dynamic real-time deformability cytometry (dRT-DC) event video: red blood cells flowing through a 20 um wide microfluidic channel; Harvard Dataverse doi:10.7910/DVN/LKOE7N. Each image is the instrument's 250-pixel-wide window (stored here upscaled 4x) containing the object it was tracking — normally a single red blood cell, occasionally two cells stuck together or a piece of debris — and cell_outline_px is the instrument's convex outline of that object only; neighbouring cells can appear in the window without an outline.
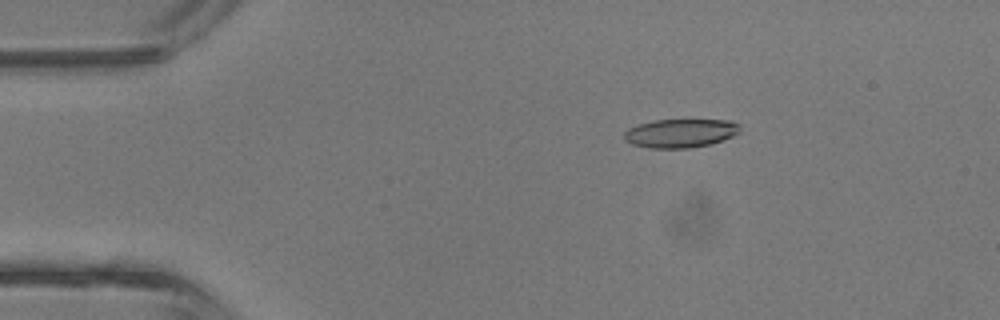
{"species": "common noctule bat (a hibernating species)", "species_latin": "Nyctalus noctula", "temperature_condition": "room temperature", "stored_images_in_passage": 43, "camera_frame_rate_fps": 3000, "um_per_image_px": 0.085, "animal": {"sex": "male", "body_mass_g": 13.3}, "frame": {"image": 1, "passage_image": 8, "time_ms": 2.333, "image_size_px": [1000, 320], "cell_outline_px": [[740, 132], [732, 136], [712, 144], [688, 148], [648, 148], [632, 144], [624, 140], [624, 132], [628, 128], [636, 124], [652, 120], [732, 120], [740, 124]], "centroid_in_image_um": [57.82, 11.32], "position_along_channel_um": 27.2, "area_um2": 19.59}}
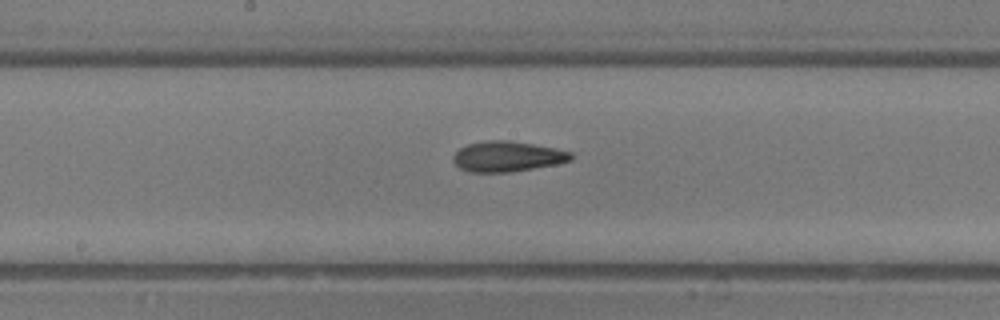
{"frame": {"image": 2, "passage_image": 23, "time_ms": 7.333, "image_size_px": [1000, 320], "cell_outline_px": [[572, 160], [556, 164], [512, 172], [468, 172], [460, 168], [452, 160], [452, 156], [460, 148], [468, 144], [484, 140], [508, 140], [556, 148], [572, 152]], "centroid_in_image_um": [43.11, 13.3], "position_along_channel_um": 205.1, "area_um2": 20.92}}
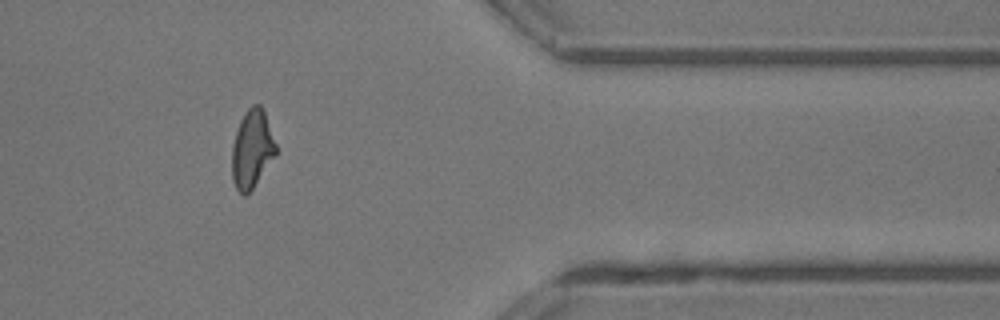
{"frame": {"image": 3, "passage_image": 36, "time_ms": 11.667, "image_size_px": [1000, 320], "cell_outline_px": [[276, 156], [252, 188], [244, 196], [236, 188], [232, 180], [232, 144], [240, 120], [244, 112], [252, 104], [260, 104], [264, 112], [276, 144]], "centroid_in_image_um": [21.41, 12.66], "position_along_channel_um": 390.0, "area_um2": 19.88}, "authors_computed_cell_mechanics": {"area_um2": 20.1722, "velocity_mm_per_s": 4.8019, "shape_relaxation_time_tau1_ms": 5.9492, "shape_relaxation_time_tau2_ms": 2.4259, "deformation_change_tau1": 0.1899, "deformation_change_tau2": 0.1139}}